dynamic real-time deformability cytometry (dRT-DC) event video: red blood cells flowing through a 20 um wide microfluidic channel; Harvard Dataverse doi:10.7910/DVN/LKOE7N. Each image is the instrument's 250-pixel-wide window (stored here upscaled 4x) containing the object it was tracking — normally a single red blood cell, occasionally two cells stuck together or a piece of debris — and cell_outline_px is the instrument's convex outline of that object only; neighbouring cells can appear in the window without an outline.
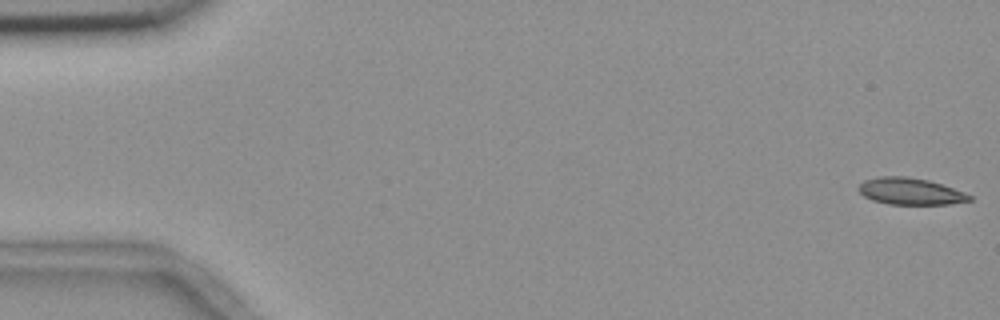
{"species": "common noctule bat (a hibernating species)", "species_latin": "Nyctalus noctula", "temperature_condition": "room temperature", "stored_images_in_passage": 55, "camera_frame_rate_fps": 3000, "um_per_image_px": 0.085, "animal": {"sex": "female", "body_mass_g": 18.4}, "frame": {"image": 1, "passage_image": 1, "time_ms": 0.0, "image_size_px": [1000, 320], "cell_outline_px": [[972, 200], [948, 204], [888, 204], [872, 200], [864, 196], [856, 188], [864, 180], [880, 176], [908, 176], [928, 180], [964, 192], [972, 196]], "centroid_in_image_um": [77.34, 16.26], "position_along_channel_um": 7.7, "area_um2": 17.22}}
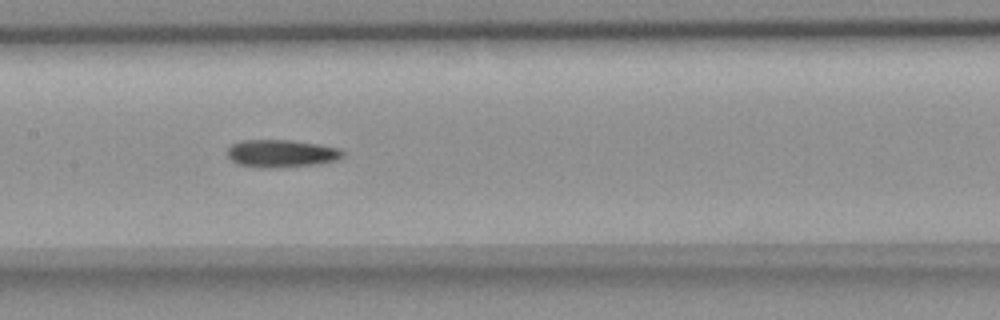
{"frame": {"image": 2, "passage_image": 27, "time_ms": 8.667, "image_size_px": [1000, 320], "cell_outline_px": [[344, 156], [336, 160], [320, 164], [272, 168], [260, 168], [236, 164], [228, 156], [228, 148], [232, 144], [240, 140], [292, 140], [320, 144], [340, 148], [344, 152]], "centroid_in_image_um": [23.93, 13.05], "position_along_channel_um": 183.5, "area_um2": 18.84}}
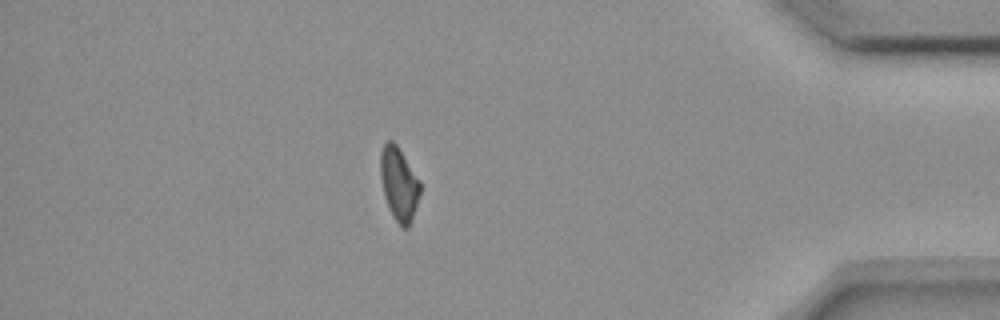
{"frame": {"image": 3, "passage_image": 48, "time_ms": 15.667, "image_size_px": [1000, 320], "cell_outline_px": [[420, 192], [416, 208], [412, 220], [408, 228], [400, 228], [384, 196], [380, 176], [380, 152], [384, 144], [388, 140], [392, 140], [396, 144], [420, 180]], "centroid_in_image_um": [33.91, 15.63], "position_along_channel_um": 401.3, "area_um2": 16.88}}